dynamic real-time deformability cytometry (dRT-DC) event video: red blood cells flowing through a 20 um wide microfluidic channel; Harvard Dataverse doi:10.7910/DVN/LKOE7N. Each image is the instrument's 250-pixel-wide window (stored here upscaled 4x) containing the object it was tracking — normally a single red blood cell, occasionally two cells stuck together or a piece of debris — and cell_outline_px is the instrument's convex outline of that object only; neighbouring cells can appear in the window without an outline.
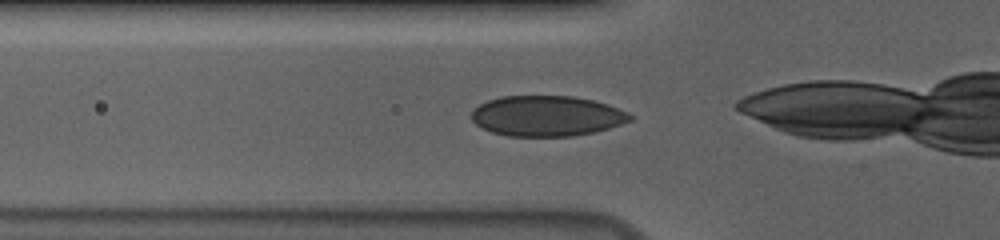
{"species": "human", "species_latin": "Homo sapiens", "temperature_condition": "cold", "stored_images_in_passage": 28, "camera_frame_rate_fps": 3000, "um_per_image_px": 0.085, "donor": {"sex": "male"}, "frame": {"image": 1, "passage_image": 2, "time_ms": 0.333, "image_size_px": [1000, 240], "cell_outline_px": [[632, 120], [596, 132], [572, 136], [508, 136], [492, 132], [476, 124], [472, 120], [472, 108], [488, 100], [500, 96], [572, 96], [592, 100], [608, 104], [628, 112], [632, 116]], "centroid_in_image_um": [46.47, 9.85], "position_along_channel_um": 79.3, "area_um2": 37.4}}
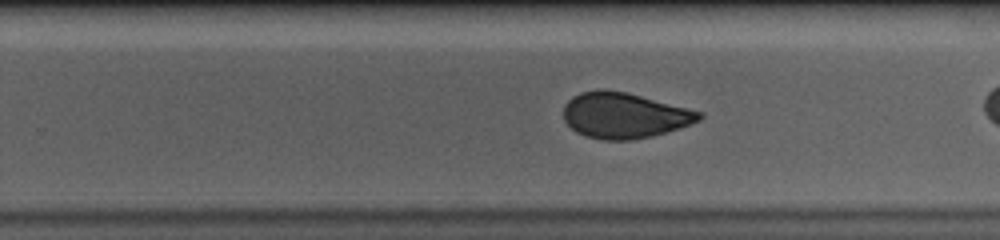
{"frame": {"image": 2, "passage_image": 18, "time_ms": 5.667, "image_size_px": [1000, 240], "cell_outline_px": [[704, 116], [700, 120], [692, 124], [680, 128], [652, 136], [632, 140], [604, 140], [584, 136], [576, 132], [564, 120], [564, 104], [572, 96], [580, 92], [604, 88], [628, 92], [704, 112]], "centroid_in_image_um": [53.08, 9.8], "position_along_channel_um": 276.7, "area_um2": 36.53}}
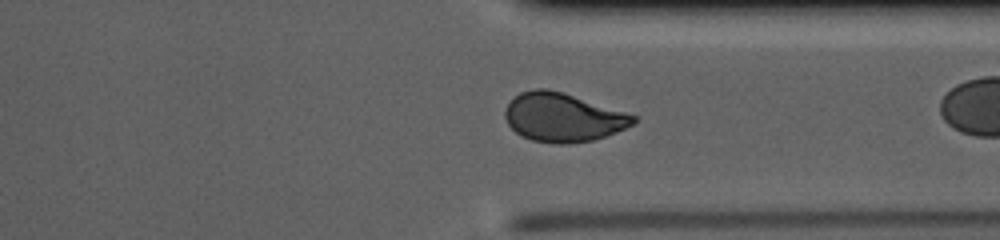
{"frame": {"image": 3, "passage_image": 25, "time_ms": 8.0, "image_size_px": [1000, 240], "cell_outline_px": [[640, 116], [632, 124], [616, 132], [592, 140], [568, 144], [556, 144], [532, 140], [520, 136], [508, 124], [504, 116], [504, 112], [508, 104], [520, 92], [536, 88], [548, 88], [564, 92]], "centroid_in_image_um": [47.86, 9.97], "position_along_channel_um": 363.5, "area_um2": 36.59}}